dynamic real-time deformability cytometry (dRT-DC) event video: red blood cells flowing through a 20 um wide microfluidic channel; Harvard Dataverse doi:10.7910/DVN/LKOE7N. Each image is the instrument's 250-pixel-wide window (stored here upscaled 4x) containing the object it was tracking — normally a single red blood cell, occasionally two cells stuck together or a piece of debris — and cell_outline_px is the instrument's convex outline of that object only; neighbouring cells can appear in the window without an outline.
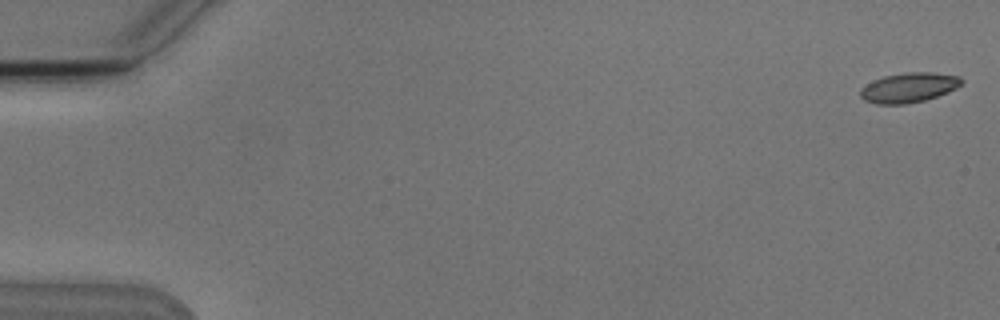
{"species": "Egyptian fruit bat (a non-hibernating species)", "species_latin": "Rousettus aegyptiacus", "temperature_condition": "cold", "stored_images_in_passage": 6, "camera_frame_rate_fps": 3000, "um_per_image_px": 0.085, "animal": {"sex": "male"}, "frame": {"image": 1, "passage_image": 1, "time_ms": 0.0, "image_size_px": [1000, 320], "cell_outline_px": [[964, 80], [956, 88], [948, 92], [924, 100], [904, 104], [876, 104], [864, 100], [860, 96], [860, 88], [884, 76], [904, 72], [932, 72], [960, 76]], "centroid_in_image_um": [77.26, 7.44], "position_along_channel_um": 7.7, "area_um2": 17.46}}
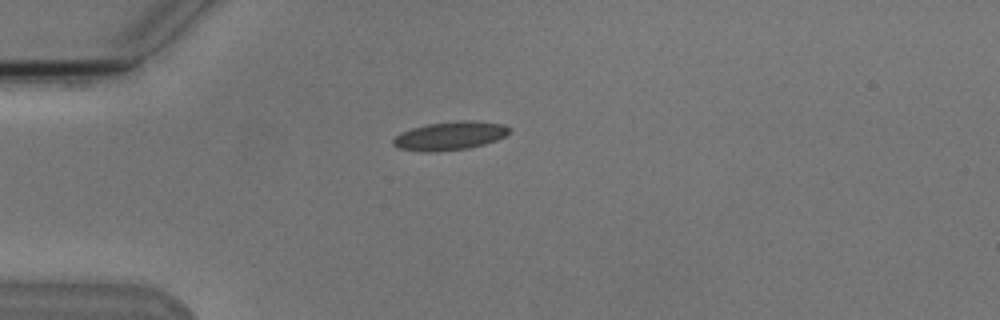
{"frame": {"image": 2, "passage_image": 5, "time_ms": 4.667, "image_size_px": [1000, 320], "cell_outline_px": [[512, 132], [496, 140], [484, 144], [468, 148], [436, 152], [424, 152], [396, 148], [392, 144], [392, 140], [400, 132], [412, 128], [428, 124], [456, 120], [476, 120], [504, 124], [512, 128]], "centroid_in_image_um": [38.26, 11.53], "position_along_channel_um": 46.7, "area_um2": 19.65}}